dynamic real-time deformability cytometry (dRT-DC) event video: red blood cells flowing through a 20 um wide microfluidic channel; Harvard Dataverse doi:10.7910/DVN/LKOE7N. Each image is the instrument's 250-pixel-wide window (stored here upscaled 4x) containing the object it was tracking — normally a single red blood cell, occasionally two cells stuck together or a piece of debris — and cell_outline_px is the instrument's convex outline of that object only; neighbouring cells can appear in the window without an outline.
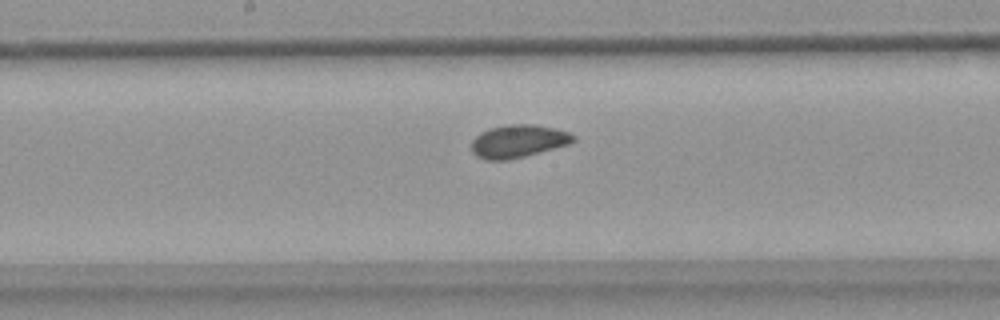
{"species": "common noctule bat (a hibernating species)", "species_latin": "Nyctalus noctula", "temperature_condition": "warm", "stored_images_in_passage": 30, "camera_frame_rate_fps": 3000, "um_per_image_px": 0.085, "animal": {"sex": "female", "body_mass_g": 18.4}, "frame": {"image": 1, "passage_image": 21, "time_ms": 6.667, "image_size_px": [1000, 320], "cell_outline_px": [[576, 140], [568, 144], [524, 156], [508, 160], [484, 160], [476, 156], [472, 152], [472, 140], [480, 132], [488, 128], [508, 124], [536, 124], [556, 128], [568, 132], [576, 136]], "centroid_in_image_um": [44.03, 11.99], "position_along_channel_um": 204.2, "area_um2": 19.59}}
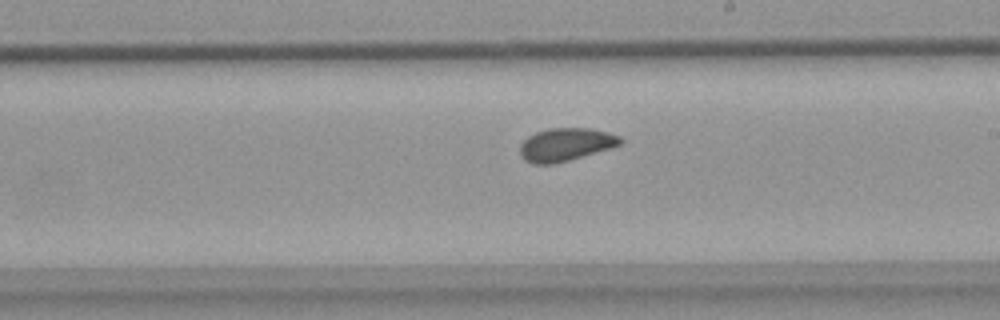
{"frame": {"image": 2, "passage_image": 24, "time_ms": 7.667, "image_size_px": [1000, 320], "cell_outline_px": [[624, 140], [620, 144], [612, 148], [568, 160], [552, 164], [536, 164], [524, 160], [520, 156], [520, 144], [528, 136], [536, 132], [548, 128], [588, 128], [608, 132], [620, 136]], "centroid_in_image_um": [48.08, 12.28], "position_along_channel_um": 240.9, "area_um2": 19.31}}
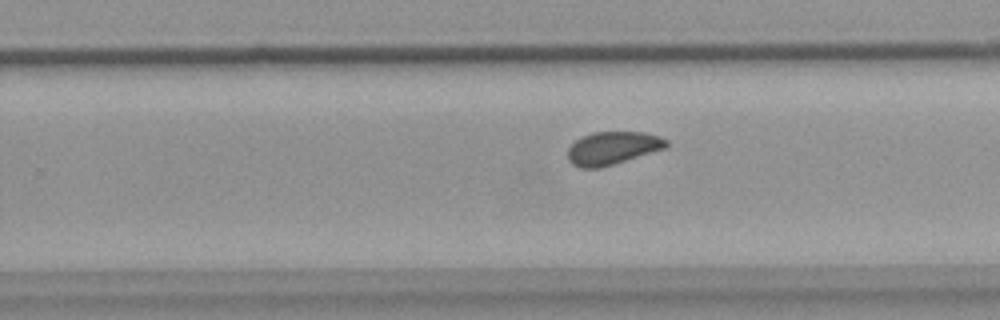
{"frame": {"image": 3, "passage_image": 27, "time_ms": 8.667, "image_size_px": [1000, 320], "cell_outline_px": [[668, 144], [664, 148], [600, 168], [580, 168], [572, 164], [568, 160], [568, 148], [580, 136], [592, 132], [644, 132], [660, 136], [668, 140]], "centroid_in_image_um": [52.03, 12.58], "position_along_channel_um": 277.8, "area_um2": 18.84}}